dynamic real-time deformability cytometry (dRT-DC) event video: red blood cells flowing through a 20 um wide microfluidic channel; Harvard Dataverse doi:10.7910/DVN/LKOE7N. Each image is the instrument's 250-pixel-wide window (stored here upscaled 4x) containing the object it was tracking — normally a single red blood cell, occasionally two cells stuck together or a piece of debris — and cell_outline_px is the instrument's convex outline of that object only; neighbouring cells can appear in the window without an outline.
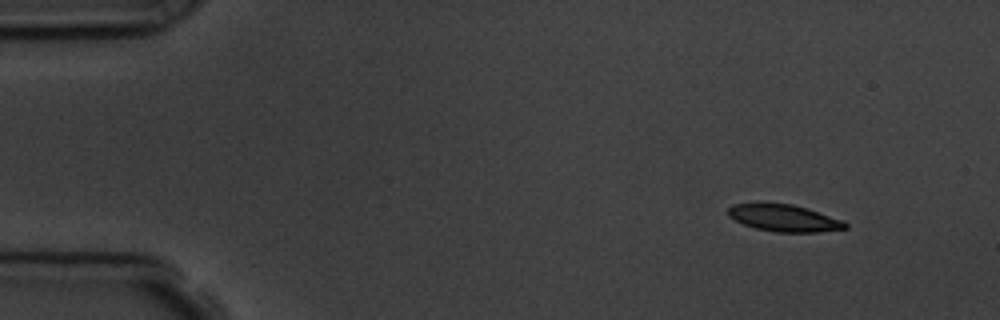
{"species": "common noctule bat (a hibernating species)", "species_latin": "Nyctalus noctula", "temperature_condition": "room temperature", "stored_images_in_passage": 4, "segment_of_instrument_passage": [1, 2], "camera_frame_rate_fps": 3000, "um_per_image_px": 0.085, "animal": {"sex": "male", "body_mass_g": 19.5, "forearm_length_mm": 54.6}, "frame": {"image": 1, "passage_image": 1, "time_ms": 0.0, "image_size_px": [1000, 320], "cell_outline_px": [[848, 228], [816, 232], [776, 232], [756, 228], [744, 224], [728, 216], [728, 208], [732, 204], [756, 200], [792, 204], [808, 208], [844, 220], [848, 224]], "centroid_in_image_um": [66.6, 18.48], "position_along_channel_um": 18.4, "area_um2": 19.07}}